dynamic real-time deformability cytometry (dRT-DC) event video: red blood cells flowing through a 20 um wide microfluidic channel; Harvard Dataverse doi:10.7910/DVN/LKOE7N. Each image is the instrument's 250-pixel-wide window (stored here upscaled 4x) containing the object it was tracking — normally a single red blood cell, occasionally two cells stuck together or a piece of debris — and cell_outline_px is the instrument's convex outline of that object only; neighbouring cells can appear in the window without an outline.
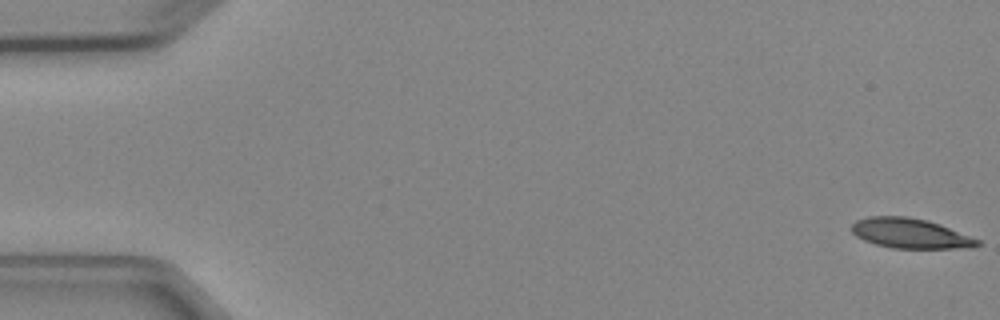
{"species": "Egyptian fruit bat (a non-hibernating species)", "species_latin": "Rousettus aegyptiacus", "temperature_condition": "cold", "stored_images_in_passage": 5, "camera_frame_rate_fps": 3000, "um_per_image_px": 0.085, "animal": {"sex": "female"}, "frame": {"image": 1, "passage_image": 1, "time_ms": 0.0, "image_size_px": [1000, 320], "cell_outline_px": [[980, 244], [972, 248], [892, 248], [876, 244], [864, 240], [856, 236], [852, 232], [852, 224], [856, 220], [868, 216], [908, 216], [928, 220], [940, 224], [980, 240]], "centroid_in_image_um": [77.37, 19.83], "position_along_channel_um": 7.6, "area_um2": 21.96}}
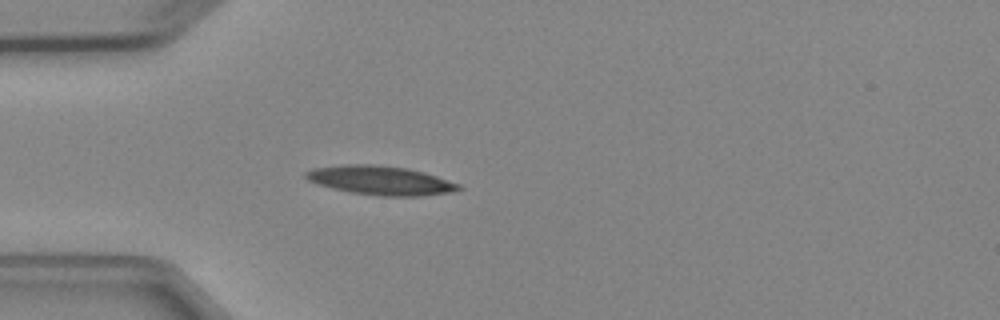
{"frame": {"image": 2, "passage_image": 5, "time_ms": 4.667, "image_size_px": [1000, 320], "cell_outline_px": [[464, 188], [452, 192], [420, 196], [380, 196], [352, 192], [332, 188], [308, 180], [304, 176], [304, 172], [312, 168], [344, 164], [376, 164], [408, 168], [424, 172], [460, 184]], "centroid_in_image_um": [32.36, 15.32], "position_along_channel_um": 52.6, "area_um2": 25.89}}